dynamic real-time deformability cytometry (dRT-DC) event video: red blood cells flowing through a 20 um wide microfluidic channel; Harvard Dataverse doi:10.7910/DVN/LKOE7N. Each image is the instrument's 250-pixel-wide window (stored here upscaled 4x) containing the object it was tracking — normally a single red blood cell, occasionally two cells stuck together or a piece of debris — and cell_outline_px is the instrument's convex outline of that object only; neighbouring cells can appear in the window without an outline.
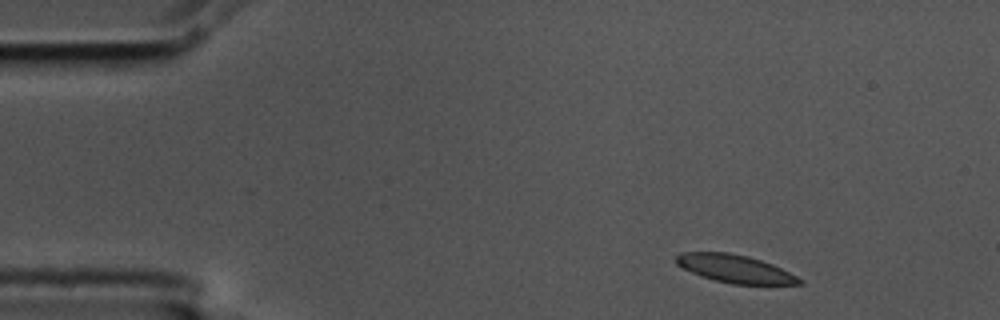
{"species": "common noctule bat (a hibernating species)", "species_latin": "Nyctalus noctula", "temperature_condition": "cold", "stored_images_in_passage": 9, "camera_frame_rate_fps": 3000, "um_per_image_px": 0.085, "animal": {"sex": "male", "body_mass_g": 17.5, "forearm_length_mm": 52.3}, "frame": {"image": 1, "passage_image": 1, "time_ms": 0.0, "image_size_px": [1000, 320], "cell_outline_px": [[804, 284], [732, 284], [700, 276], [676, 264], [676, 256], [680, 252], [728, 252], [748, 256], [772, 264], [804, 280]], "centroid_in_image_um": [62.47, 22.84], "position_along_channel_um": 22.5, "area_um2": 19.88}}
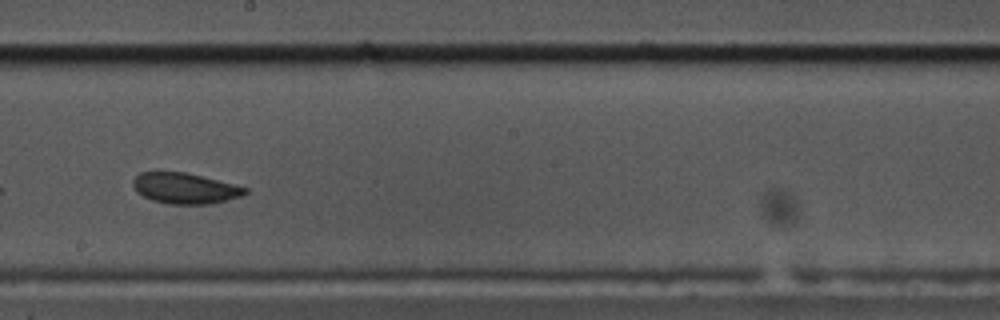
{"frame": {"image": 2, "passage_image": 8, "time_ms": 2.333, "image_size_px": [1000, 320], "cell_outline_px": [[248, 192], [244, 196], [208, 204], [168, 204], [152, 200], [136, 192], [132, 184], [132, 180], [140, 172], [156, 168], [184, 172], [248, 188]], "centroid_in_image_um": [15.64, 15.97], "position_along_channel_um": 232.6, "area_um2": 20.58}}
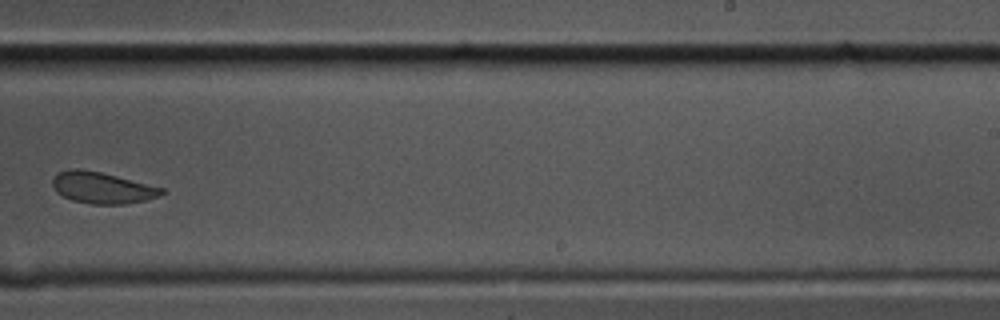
{"frame": {"image": 3, "passage_image": 9, "time_ms": 2.667, "image_size_px": [1000, 320], "cell_outline_px": [[168, 192], [144, 200], [124, 204], [92, 204], [72, 200], [56, 192], [52, 184], [52, 180], [56, 172], [72, 168], [76, 168], [100, 172], [168, 188]], "centroid_in_image_um": [8.71, 15.95], "position_along_channel_um": 280.3, "area_um2": 20.11}}